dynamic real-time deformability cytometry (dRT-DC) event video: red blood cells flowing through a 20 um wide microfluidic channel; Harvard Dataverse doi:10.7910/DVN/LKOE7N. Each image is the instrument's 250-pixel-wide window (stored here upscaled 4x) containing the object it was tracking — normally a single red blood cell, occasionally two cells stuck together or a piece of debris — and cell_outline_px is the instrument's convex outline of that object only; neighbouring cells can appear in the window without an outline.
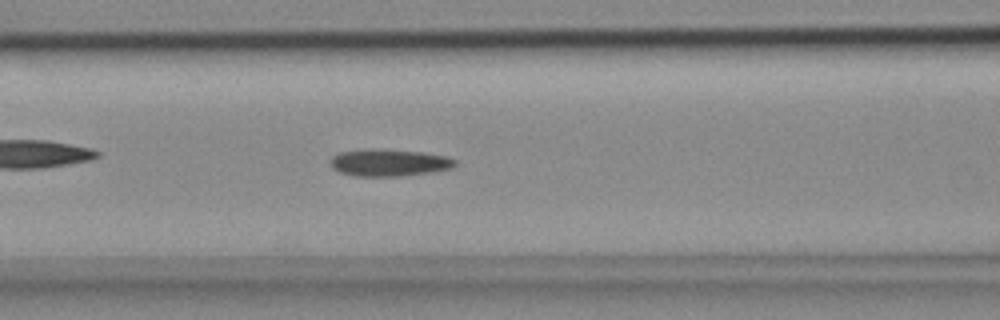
{"species": "common noctule bat (a hibernating species)", "species_latin": "Nyctalus noctula", "temperature_condition": "cold", "stored_images_in_passage": 45, "camera_frame_rate_fps": 3000, "um_per_image_px": 0.085, "animal": {"sex": "female", "body_mass_g": 18.4}, "frame": {"image": 1, "passage_image": 12, "time_ms": 3.667, "image_size_px": [1000, 320], "cell_outline_px": [[456, 164], [452, 168], [396, 176], [356, 176], [340, 172], [332, 168], [332, 156], [340, 152], [424, 152], [444, 156], [456, 160]], "centroid_in_image_um": [33.09, 13.88], "position_along_channel_um": 133.5, "area_um2": 18.09}}
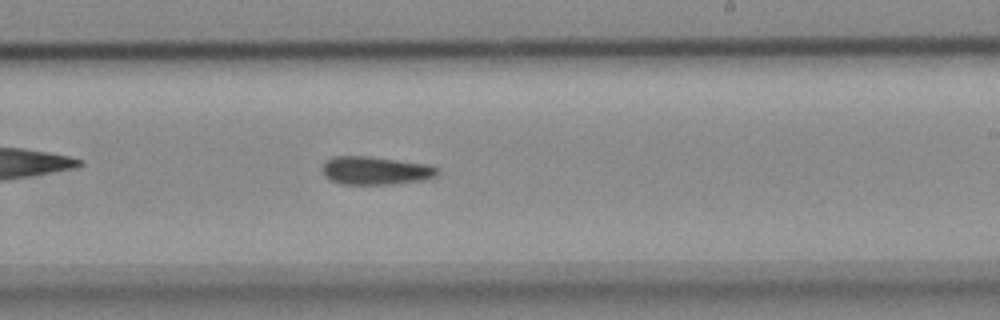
{"frame": {"image": 2, "passage_image": 22, "time_ms": 7.0, "image_size_px": [1000, 320], "cell_outline_px": [[440, 172], [436, 176], [420, 180], [392, 184], [340, 184], [324, 176], [324, 164], [328, 160], [336, 156], [368, 156], [428, 164], [436, 168]], "centroid_in_image_um": [31.94, 14.5], "position_along_channel_um": 257.1, "area_um2": 18.61}}
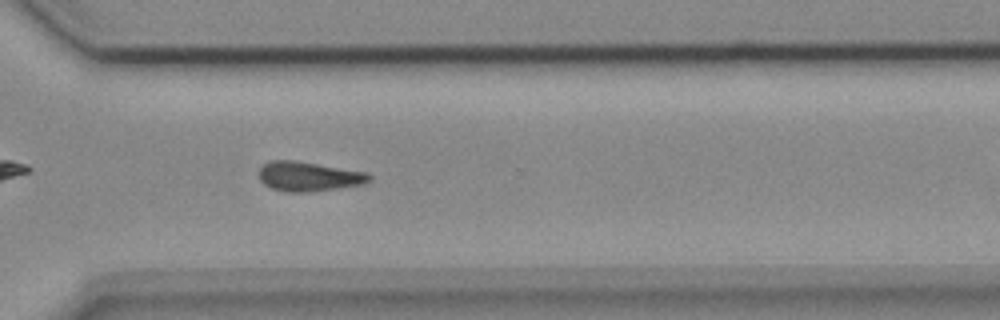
{"frame": {"image": 3, "passage_image": 29, "time_ms": 9.333, "image_size_px": [1000, 320], "cell_outline_px": [[372, 180], [364, 184], [308, 192], [288, 192], [272, 188], [264, 184], [260, 180], [260, 168], [264, 164], [272, 160], [296, 160], [368, 172], [372, 176]], "centroid_in_image_um": [26.28, 14.99], "position_along_channel_um": 344.3, "area_um2": 19.02}}